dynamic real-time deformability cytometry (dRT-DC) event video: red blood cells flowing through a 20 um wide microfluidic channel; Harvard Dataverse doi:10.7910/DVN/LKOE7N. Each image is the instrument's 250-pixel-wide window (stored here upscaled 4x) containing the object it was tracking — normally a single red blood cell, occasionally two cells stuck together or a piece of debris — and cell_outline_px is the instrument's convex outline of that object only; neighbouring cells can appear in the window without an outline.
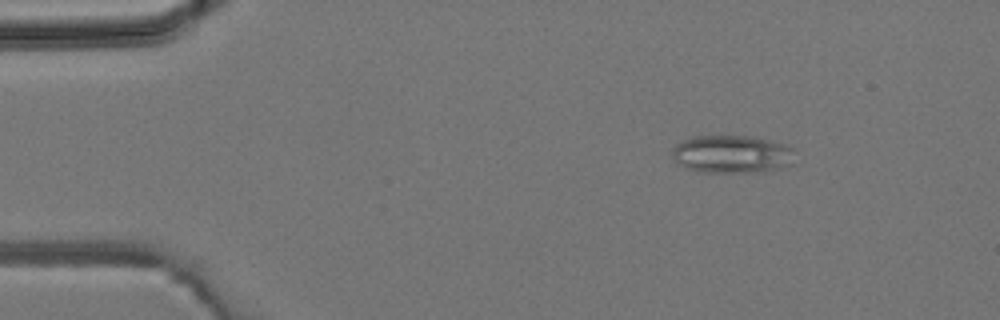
{"species": "common noctule bat (a hibernating species)", "species_latin": "Nyctalus noctula", "temperature_condition": "room temperature", "stored_images_in_passage": 44, "camera_frame_rate_fps": 3000, "um_per_image_px": 0.085, "animal": {"sex": "male", "body_mass_g": 19.2, "forearm_length_mm": 51.8}, "frame": {"image": 1, "passage_image": 6, "time_ms": 1.667, "image_size_px": [1000, 320], "cell_outline_px": [[796, 164], [764, 172], [696, 172], [676, 164], [672, 156], [672, 148], [676, 144], [692, 136], [752, 136], [784, 144], [792, 148]], "centroid_in_image_um": [62.21, 13.12], "position_along_channel_um": 22.8, "area_um2": 27.57}}
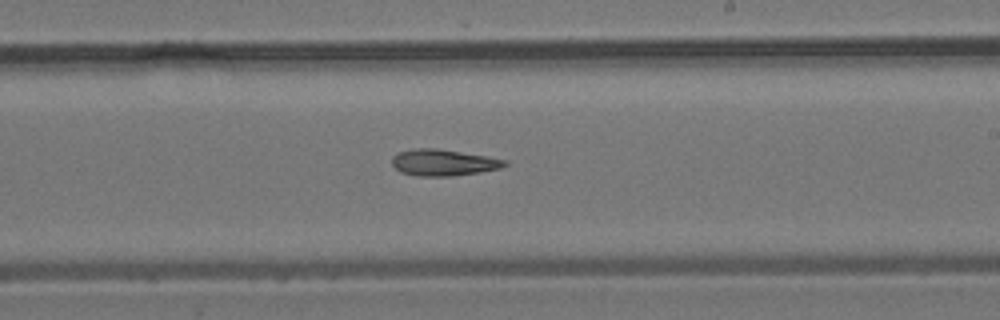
{"frame": {"image": 2, "passage_image": 26, "time_ms": 8.333, "image_size_px": [1000, 320], "cell_outline_px": [[508, 164], [500, 168], [480, 172], [452, 176], [416, 176], [400, 172], [392, 164], [392, 156], [396, 152], [416, 148], [436, 148], [508, 160]], "centroid_in_image_um": [37.65, 13.82], "position_along_channel_um": 251.4, "area_um2": 17.34}}
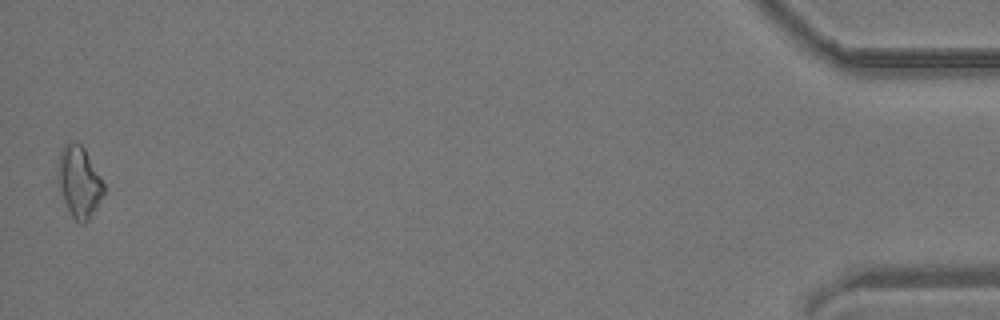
{"frame": {"image": 3, "passage_image": 44, "time_ms": 14.333, "image_size_px": [1000, 320], "cell_outline_px": [[104, 192], [88, 220], [84, 224], [80, 224], [72, 216], [64, 200], [60, 188], [56, 172], [56, 168], [60, 152], [64, 144], [80, 144], [84, 148], [100, 176], [104, 184]], "centroid_in_image_um": [6.7, 15.46], "position_along_channel_um": 428.5, "area_um2": 18.55}}